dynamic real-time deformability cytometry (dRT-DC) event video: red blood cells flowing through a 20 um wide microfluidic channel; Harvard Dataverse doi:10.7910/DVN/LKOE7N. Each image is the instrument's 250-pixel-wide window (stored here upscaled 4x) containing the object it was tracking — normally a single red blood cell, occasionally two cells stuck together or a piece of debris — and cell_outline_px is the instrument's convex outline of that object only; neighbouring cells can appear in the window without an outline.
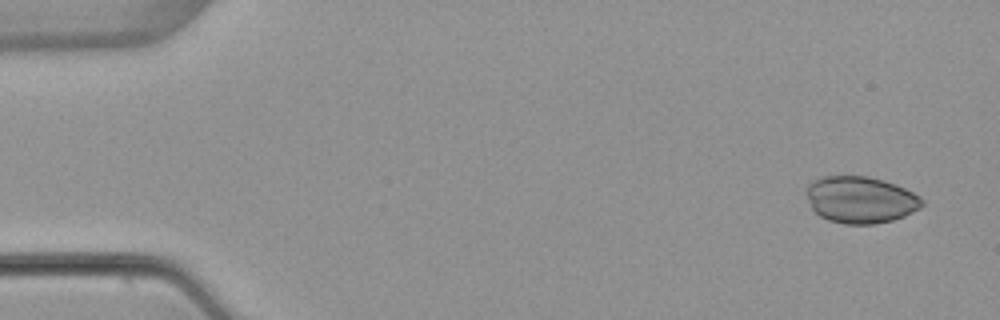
{"species": "common noctule bat (a hibernating species)", "species_latin": "Nyctalus noctula", "temperature_condition": "warm", "stored_images_in_passage": 4, "camera_frame_rate_fps": 3000, "um_per_image_px": 0.085, "animal": {"sex": "female", "body_mass_g": 22.7, "forearm_length_mm": 54.2}, "frame": {"image": 1, "passage_image": 1, "time_ms": 0.0, "image_size_px": [1000, 320], "cell_outline_px": [[924, 204], [920, 208], [904, 216], [892, 220], [876, 224], [844, 224], [828, 220], [820, 216], [812, 208], [804, 192], [808, 184], [812, 180], [820, 176], [868, 176], [884, 180], [896, 184], [920, 196], [924, 200]], "centroid_in_image_um": [73.12, 16.97], "position_along_channel_um": 11.9, "area_um2": 31.85}}
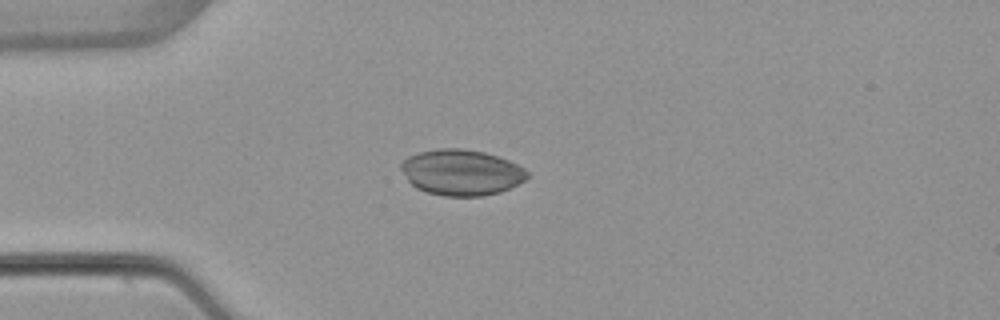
{"frame": {"image": 2, "passage_image": 4, "time_ms": 3.667, "image_size_px": [1000, 320], "cell_outline_px": [[528, 176], [524, 180], [500, 192], [480, 196], [444, 196], [428, 192], [416, 188], [408, 180], [400, 168], [400, 164], [408, 156], [420, 152], [440, 148], [464, 148], [484, 152], [508, 160], [524, 168], [528, 172]], "centroid_in_image_um": [39.2, 14.65], "position_along_channel_um": 45.8, "area_um2": 33.47}}